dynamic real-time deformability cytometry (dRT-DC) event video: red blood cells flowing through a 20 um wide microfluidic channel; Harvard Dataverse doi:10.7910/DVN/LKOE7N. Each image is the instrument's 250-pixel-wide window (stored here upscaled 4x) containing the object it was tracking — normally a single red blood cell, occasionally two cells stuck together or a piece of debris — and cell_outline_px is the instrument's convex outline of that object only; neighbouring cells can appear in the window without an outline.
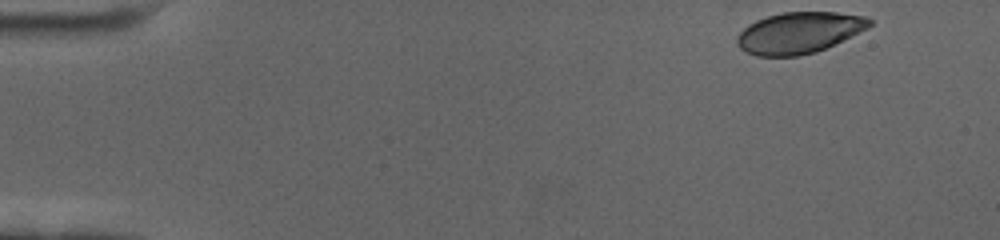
{"species": "human", "species_latin": "Homo sapiens", "temperature_condition": "cold", "stored_images_in_passage": 55, "camera_frame_rate_fps": 3000, "um_per_image_px": 0.085, "donor": {"sex": "female"}, "frame": {"image": 1, "passage_image": 1, "time_ms": 0.0, "image_size_px": [1000, 240], "cell_outline_px": [[872, 24], [868, 28], [816, 52], [800, 56], [756, 56], [740, 48], [736, 44], [736, 36], [748, 24], [756, 20], [768, 16], [784, 12], [836, 12], [864, 16], [872, 20]], "centroid_in_image_um": [67.9, 2.78], "position_along_channel_um": 17.1, "area_um2": 31.73}}
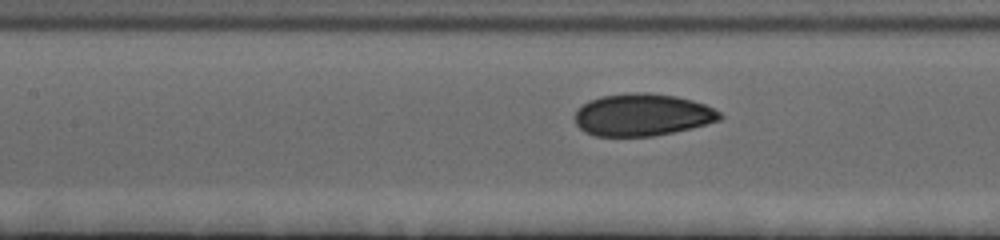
{"frame": {"image": 2, "passage_image": 23, "time_ms": 7.333, "image_size_px": [1000, 240], "cell_outline_px": [[724, 116], [720, 120], [672, 132], [652, 136], [596, 136], [584, 132], [576, 124], [576, 108], [588, 100], [600, 96], [632, 92], [644, 92], [676, 96], [692, 100], [704, 104], [720, 112]], "centroid_in_image_um": [54.56, 9.75], "position_along_channel_um": 152.8, "area_um2": 35.6}}
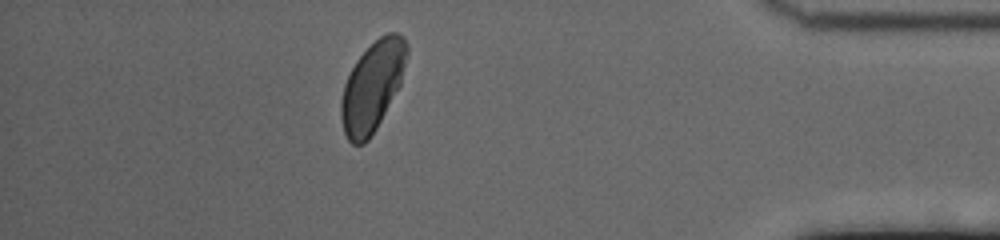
{"frame": {"image": 3, "passage_image": 48, "time_ms": 15.667, "image_size_px": [1000, 240], "cell_outline_px": [[408, 52], [400, 84], [376, 128], [368, 140], [364, 144], [352, 144], [348, 140], [344, 132], [340, 116], [340, 104], [344, 84], [356, 60], [380, 36], [388, 32], [396, 32], [404, 36], [408, 44]], "centroid_in_image_um": [31.65, 7.33], "position_along_channel_um": 403.6, "area_um2": 34.04}, "authors_computed_cell_mechanics": {"area_um2": 34.4488, "velocity_mm_per_s": 3.4605, "shape_relaxation_time_tau1_ms": 3.9621, "shape_relaxation_time_tau2_ms": null, "deformation_change_tau1": 0.1103, "deformation_change_tau2": null}}